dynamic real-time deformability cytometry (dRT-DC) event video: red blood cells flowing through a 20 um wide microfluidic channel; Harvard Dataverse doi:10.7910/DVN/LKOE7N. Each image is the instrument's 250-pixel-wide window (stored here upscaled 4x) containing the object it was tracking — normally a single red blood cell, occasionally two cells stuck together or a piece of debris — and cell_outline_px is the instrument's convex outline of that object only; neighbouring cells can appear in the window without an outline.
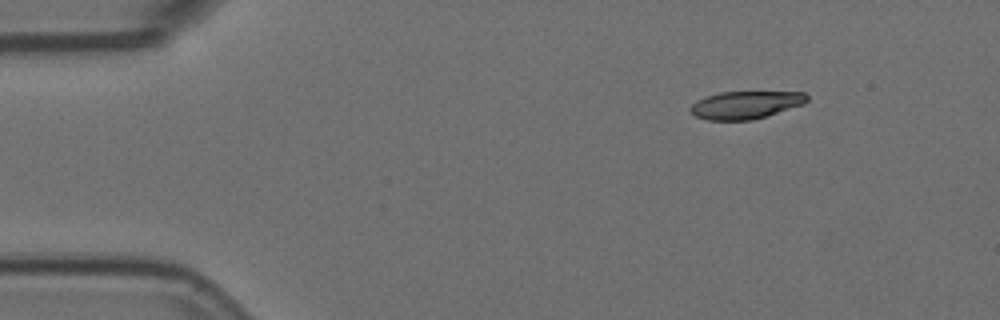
{"species": "Egyptian fruit bat (a non-hibernating species)", "species_latin": "Rousettus aegyptiacus", "temperature_condition": "room temperature", "stored_images_in_passage": 4, "camera_frame_rate_fps": 3000, "um_per_image_px": 0.085, "animal": {"sex": "female"}, "frame": {"image": 1, "passage_image": 1, "time_ms": 0.0, "image_size_px": [1000, 320], "cell_outline_px": [[808, 100], [804, 104], [752, 120], [708, 120], [696, 116], [688, 108], [696, 100], [720, 92], [804, 92], [808, 96]], "centroid_in_image_um": [63.37, 8.91], "position_along_channel_um": 21.6, "area_um2": 18.67}}
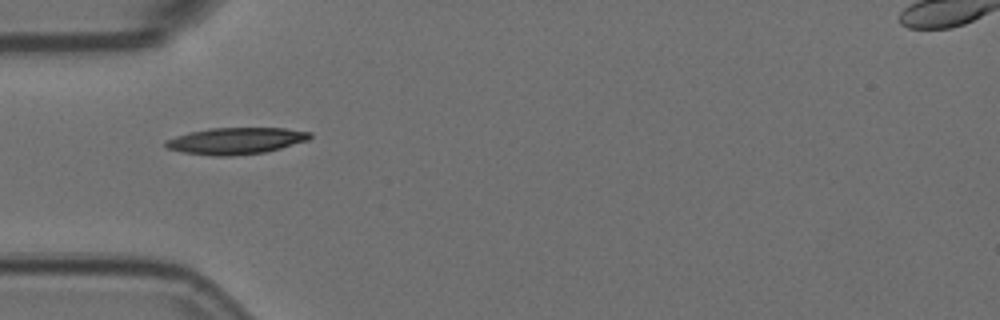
{"frame": {"image": 2, "passage_image": 3, "time_ms": 0.667, "image_size_px": [1000, 320], "cell_outline_px": [[312, 136], [308, 140], [280, 148], [264, 152], [232, 156], [212, 156], [184, 152], [164, 148], [164, 140], [188, 132], [208, 128], [284, 128], [312, 132]], "centroid_in_image_um": [20.01, 11.97], "position_along_channel_um": 65.0, "area_um2": 22.48}}
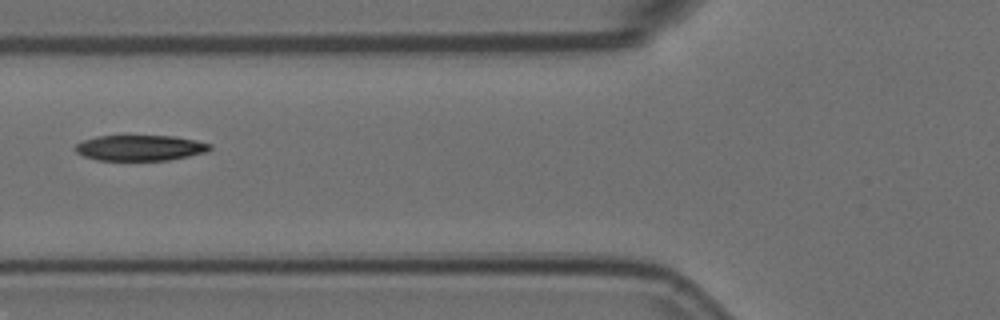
{"frame": {"image": 3, "passage_image": 4, "time_ms": 1.0, "image_size_px": [1000, 320], "cell_outline_px": [[212, 148], [204, 152], [188, 156], [168, 160], [96, 160], [84, 156], [76, 152], [72, 148], [76, 144], [84, 140], [96, 136], [124, 132], [176, 136], [196, 140], [212, 144]], "centroid_in_image_um": [11.85, 12.5], "position_along_channel_um": 114.0, "area_um2": 21.27}}